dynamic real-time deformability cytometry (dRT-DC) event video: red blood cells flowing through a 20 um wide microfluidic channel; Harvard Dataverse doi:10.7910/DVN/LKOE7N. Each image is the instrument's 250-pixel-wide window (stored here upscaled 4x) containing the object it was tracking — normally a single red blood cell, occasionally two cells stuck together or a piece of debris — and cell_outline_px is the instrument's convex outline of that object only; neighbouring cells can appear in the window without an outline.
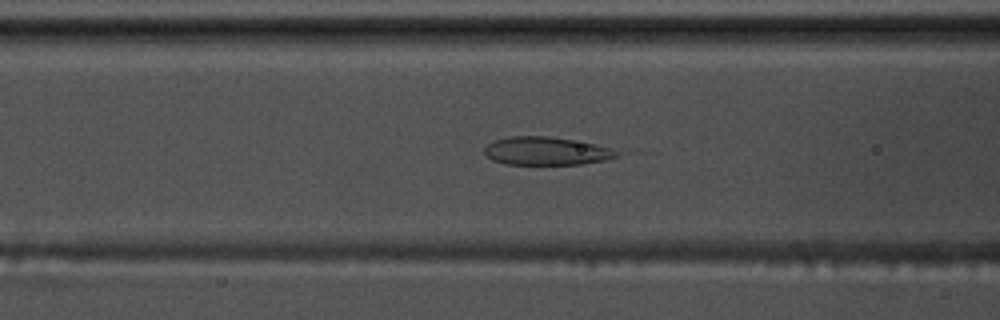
{"species": "common noctule bat (a hibernating species)", "species_latin": "Nyctalus noctula", "temperature_condition": "warm", "stored_images_in_passage": 58, "camera_frame_rate_fps": 3000, "um_per_image_px": 0.085, "animal": {"sex": "male", "body_mass_g": 17.5, "forearm_length_mm": 52.3}, "frame": {"image": 1, "passage_image": 24, "time_ms": 7.667, "image_size_px": [1000, 320], "cell_outline_px": [[616, 156], [604, 160], [580, 164], [508, 164], [492, 160], [484, 152], [484, 148], [488, 144], [496, 140], [512, 136], [548, 136], [596, 144], [608, 148], [616, 152]], "centroid_in_image_um": [46.37, 12.83], "position_along_channel_um": 120.2, "area_um2": 21.21}}
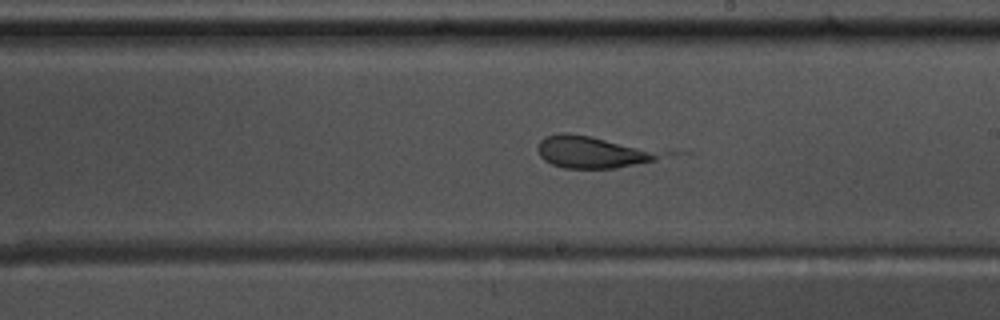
{"frame": {"image": 2, "passage_image": 34, "time_ms": 11.0, "image_size_px": [1000, 320], "cell_outline_px": [[696, 152], [616, 168], [564, 168], [552, 164], [544, 160], [540, 156], [540, 140], [544, 136], [560, 132], [568, 132]], "centroid_in_image_um": [50.94, 12.89], "position_along_channel_um": 238.1, "area_um2": 25.49}}
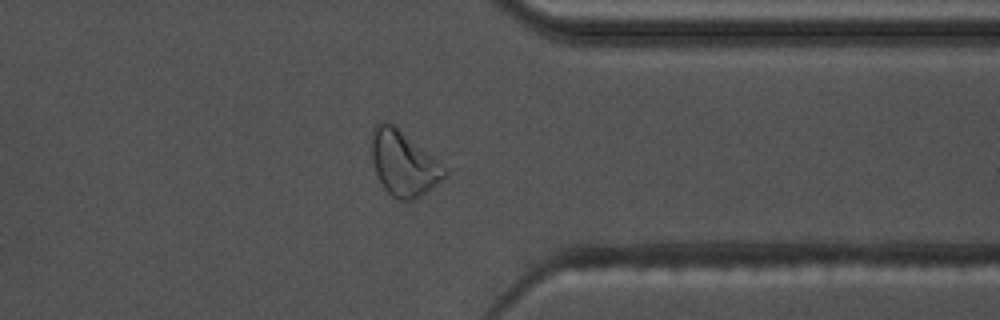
{"frame": {"image": 3, "passage_image": 46, "time_ms": 15.0, "image_size_px": [1000, 320], "cell_outline_px": [[448, 172], [436, 184], [420, 196], [412, 200], [400, 200], [392, 196], [384, 188], [376, 172], [372, 156], [372, 128], [376, 124], [384, 120], [388, 120], [432, 156]], "centroid_in_image_um": [34.26, 13.87], "position_along_channel_um": 377.1, "area_um2": 26.88}}